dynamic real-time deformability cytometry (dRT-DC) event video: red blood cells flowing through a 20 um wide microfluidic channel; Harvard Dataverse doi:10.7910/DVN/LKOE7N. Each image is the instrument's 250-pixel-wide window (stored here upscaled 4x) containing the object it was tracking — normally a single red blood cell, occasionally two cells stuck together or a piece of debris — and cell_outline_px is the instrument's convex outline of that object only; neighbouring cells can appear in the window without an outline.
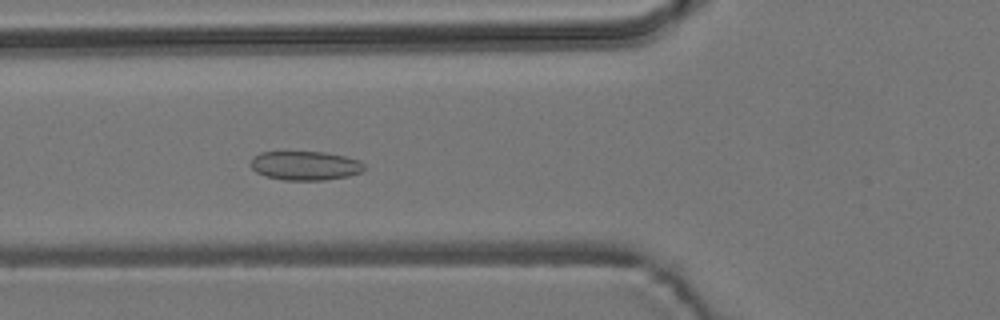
{"species": "common noctule bat (a hibernating species)", "species_latin": "Nyctalus noctula", "temperature_condition": "room temperature", "stored_images_in_passage": 53, "camera_frame_rate_fps": 3000, "um_per_image_px": 0.085, "animal": {"sex": "male", "body_mass_g": 19.2, "forearm_length_mm": 51.8}, "frame": {"image": 1, "passage_image": 18, "time_ms": 5.667, "image_size_px": [1000, 320], "cell_outline_px": [[364, 168], [360, 172], [348, 176], [324, 180], [284, 180], [264, 176], [256, 172], [248, 164], [252, 156], [260, 152], [324, 152], [344, 156], [360, 160], [364, 164]], "centroid_in_image_um": [25.89, 14.07], "position_along_channel_um": 99.9, "area_um2": 19.36}}
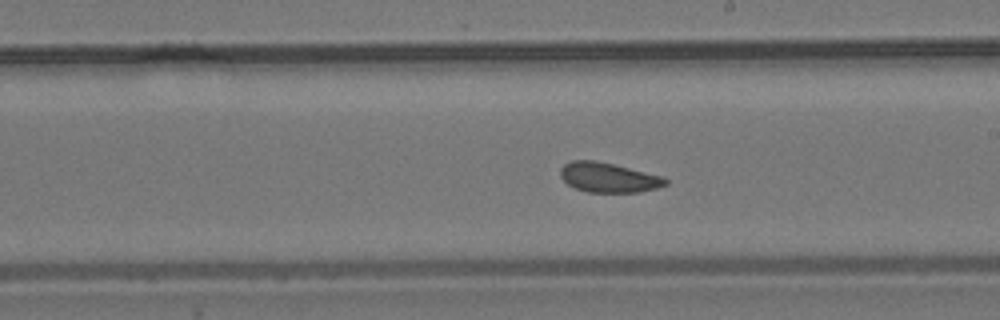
{"frame": {"image": 2, "passage_image": 29, "time_ms": 9.333, "image_size_px": [1000, 320], "cell_outline_px": [[668, 184], [656, 188], [640, 192], [588, 192], [576, 188], [568, 184], [560, 176], [560, 168], [564, 164], [572, 160], [596, 160], [664, 176], [668, 180]], "centroid_in_image_um": [51.73, 15.08], "position_along_channel_um": 237.3, "area_um2": 18.26}}
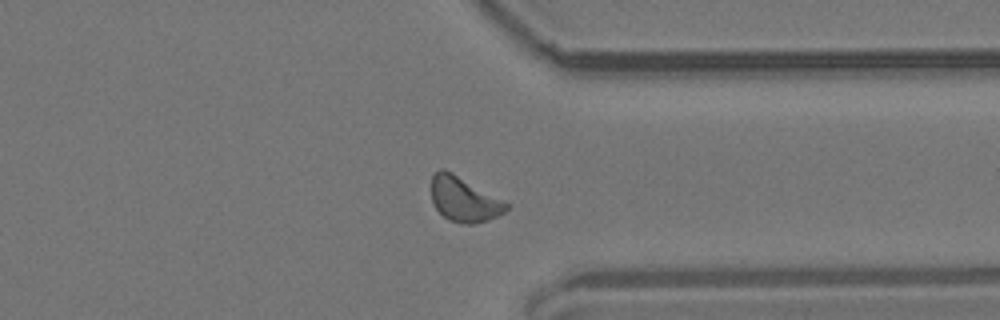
{"frame": {"image": 3, "passage_image": 40, "time_ms": 13.0, "image_size_px": [1000, 320], "cell_outline_px": [[508, 208], [504, 212], [496, 216], [472, 224], [460, 224], [448, 220], [436, 208], [432, 200], [432, 176], [440, 168], [444, 168], [452, 172], [508, 204]], "centroid_in_image_um": [39.39, 16.94], "position_along_channel_um": 372.0, "area_um2": 19.02}, "authors_computed_cell_mechanics": {"area_um2": 18.9584, "velocity_mm_per_s": 3.7424, "shape_relaxation_time_tau1_ms": null, "shape_relaxation_time_tau2_ms": 3.5256, "deformation_change_tau1": null, "deformation_change_tau2": 0.1064}}